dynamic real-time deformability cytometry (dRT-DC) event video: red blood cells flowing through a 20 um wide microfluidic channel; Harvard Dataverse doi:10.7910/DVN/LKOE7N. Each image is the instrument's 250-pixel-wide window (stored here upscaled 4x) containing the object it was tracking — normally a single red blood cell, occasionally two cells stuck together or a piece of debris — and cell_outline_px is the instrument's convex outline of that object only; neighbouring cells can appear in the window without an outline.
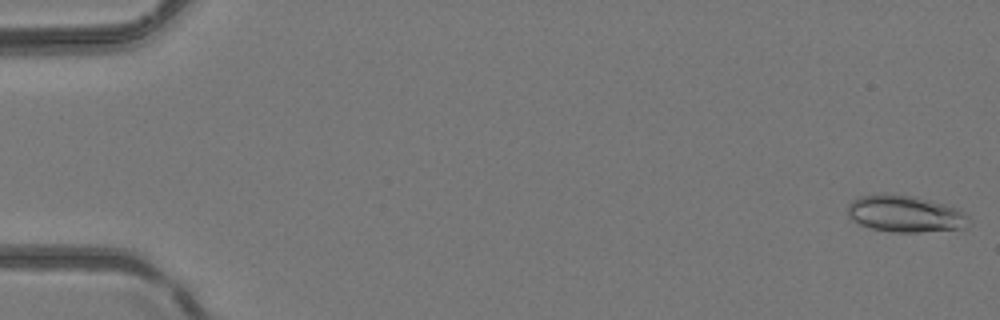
{"species": "common noctule bat (a hibernating species)", "species_latin": "Nyctalus noctula", "temperature_condition": "room temperature", "stored_images_in_passage": 3, "camera_frame_rate_fps": 3000, "um_per_image_px": 0.085, "animal": {"sex": "female", "body_mass_g": 24.6, "forearm_length_mm": 56.2}, "frame": {"image": 1, "passage_image": 1, "time_ms": 0.0, "image_size_px": [1000, 320], "cell_outline_px": [[968, 216], [964, 228], [920, 232], [892, 232], [872, 228], [860, 224], [852, 220], [848, 216], [848, 204], [852, 200], [860, 196], [912, 196], [960, 208]], "centroid_in_image_um": [76.95, 18.2], "position_along_channel_um": 8.1, "area_um2": 25.2}}